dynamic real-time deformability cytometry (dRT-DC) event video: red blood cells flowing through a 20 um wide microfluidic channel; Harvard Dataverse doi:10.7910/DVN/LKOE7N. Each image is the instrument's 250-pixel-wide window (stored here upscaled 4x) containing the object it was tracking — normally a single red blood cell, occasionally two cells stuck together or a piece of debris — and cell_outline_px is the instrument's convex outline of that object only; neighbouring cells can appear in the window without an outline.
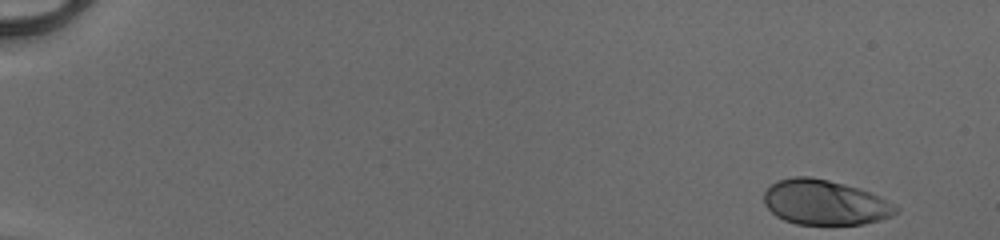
{"species": "human", "species_latin": "Homo sapiens", "temperature_condition": "cold", "stored_images_in_passage": 49, "camera_frame_rate_fps": 3000, "um_per_image_px": 0.085, "donor": {"sex": "male"}, "frame": {"image": 1, "passage_image": 1, "time_ms": 0.0, "image_size_px": [1000, 240], "cell_outline_px": [[900, 208], [892, 216], [880, 220], [864, 224], [796, 224], [784, 220], [776, 216], [764, 204], [764, 192], [776, 180], [796, 176], [808, 176], [828, 180], [860, 188], [880, 196], [896, 204]], "centroid_in_image_um": [70.13, 17.2], "position_along_channel_um": 14.9, "area_um2": 34.74}}
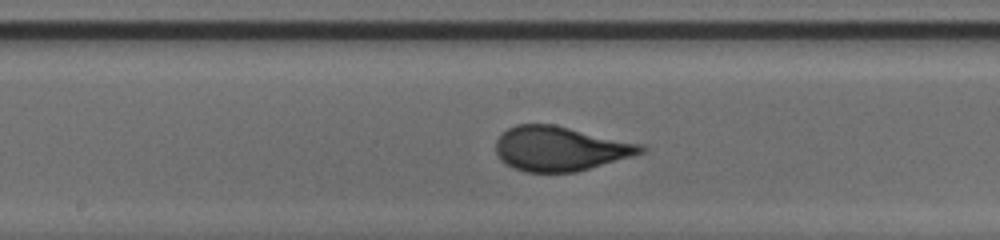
{"frame": {"image": 2, "passage_image": 27, "time_ms": 8.667, "image_size_px": [1000, 240], "cell_outline_px": [[648, 148], [644, 152], [632, 156], [576, 172], [524, 172], [512, 168], [500, 160], [496, 152], [496, 140], [508, 128], [516, 124], [556, 124], [644, 144]], "centroid_in_image_um": [47.63, 12.63], "position_along_channel_um": 200.6, "area_um2": 37.97}}
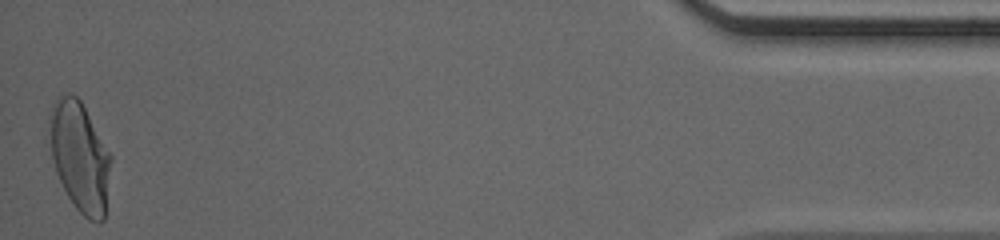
{"frame": {"image": 3, "passage_image": 49, "time_ms": 16.0, "image_size_px": [1000, 240], "cell_outline_px": [[112, 160], [104, 220], [100, 224], [88, 220], [76, 208], [68, 196], [56, 172], [52, 160], [48, 120], [52, 104], [56, 96], [68, 92], [72, 92], [80, 100], [112, 156]], "centroid_in_image_um": [6.78, 13.3], "position_along_channel_um": 428.4, "area_um2": 39.59}, "authors_computed_cell_mechanics": {"area_um2": 37.1654, "velocity_mm_per_s": 4.1206, "shape_relaxation_time_tau1_ms": 3.5133, "shape_relaxation_time_tau2_ms": null, "deformation_change_tau1": 0.1876, "deformation_change_tau2": null}}